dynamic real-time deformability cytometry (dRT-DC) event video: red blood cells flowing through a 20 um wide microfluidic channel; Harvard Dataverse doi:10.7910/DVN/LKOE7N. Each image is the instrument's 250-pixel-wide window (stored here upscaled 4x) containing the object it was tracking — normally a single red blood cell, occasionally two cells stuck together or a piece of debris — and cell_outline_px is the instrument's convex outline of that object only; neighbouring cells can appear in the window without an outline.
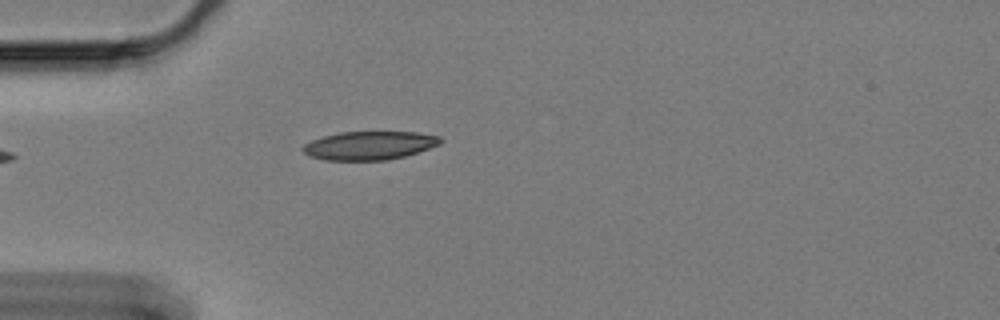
{"species": "Egyptian fruit bat (a non-hibernating species)", "species_latin": "Rousettus aegyptiacus", "temperature_condition": "cold", "stored_images_in_passage": 7, "camera_frame_rate_fps": 3000, "um_per_image_px": 0.085, "animal": {"sex": "female"}, "frame": {"image": 1, "passage_image": 2, "time_ms": 0.333, "image_size_px": [1000, 320], "cell_outline_px": [[444, 140], [440, 144], [404, 156], [388, 160], [324, 160], [308, 156], [300, 148], [304, 144], [312, 140], [324, 136], [340, 132], [416, 132], [440, 136]], "centroid_in_image_um": [31.37, 12.37], "position_along_channel_um": 53.6, "area_um2": 22.83}}